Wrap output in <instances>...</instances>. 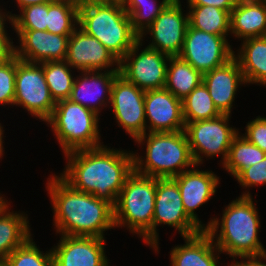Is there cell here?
<instances>
[{
    "instance_id": "obj_6",
    "label": "cell",
    "mask_w": 266,
    "mask_h": 266,
    "mask_svg": "<svg viewBox=\"0 0 266 266\" xmlns=\"http://www.w3.org/2000/svg\"><path fill=\"white\" fill-rule=\"evenodd\" d=\"M156 177L133 170L119 193L114 208L115 228L124 227L152 249V223Z\"/></svg>"
},
{
    "instance_id": "obj_8",
    "label": "cell",
    "mask_w": 266,
    "mask_h": 266,
    "mask_svg": "<svg viewBox=\"0 0 266 266\" xmlns=\"http://www.w3.org/2000/svg\"><path fill=\"white\" fill-rule=\"evenodd\" d=\"M231 118V115L221 114L213 119L185 124L184 132L196 165L202 166L205 159L215 160V157H221L220 166L226 162L232 140L240 130L230 125Z\"/></svg>"
},
{
    "instance_id": "obj_30",
    "label": "cell",
    "mask_w": 266,
    "mask_h": 266,
    "mask_svg": "<svg viewBox=\"0 0 266 266\" xmlns=\"http://www.w3.org/2000/svg\"><path fill=\"white\" fill-rule=\"evenodd\" d=\"M182 114L185 124L221 115L203 82L182 100Z\"/></svg>"
},
{
    "instance_id": "obj_22",
    "label": "cell",
    "mask_w": 266,
    "mask_h": 266,
    "mask_svg": "<svg viewBox=\"0 0 266 266\" xmlns=\"http://www.w3.org/2000/svg\"><path fill=\"white\" fill-rule=\"evenodd\" d=\"M182 239L185 244H175L168 252L170 266H220L222 253L205 230Z\"/></svg>"
},
{
    "instance_id": "obj_2",
    "label": "cell",
    "mask_w": 266,
    "mask_h": 266,
    "mask_svg": "<svg viewBox=\"0 0 266 266\" xmlns=\"http://www.w3.org/2000/svg\"><path fill=\"white\" fill-rule=\"evenodd\" d=\"M49 175L45 190L50 199L56 235L106 239V231L116 230L111 203L73 189L56 173Z\"/></svg>"
},
{
    "instance_id": "obj_15",
    "label": "cell",
    "mask_w": 266,
    "mask_h": 266,
    "mask_svg": "<svg viewBox=\"0 0 266 266\" xmlns=\"http://www.w3.org/2000/svg\"><path fill=\"white\" fill-rule=\"evenodd\" d=\"M65 61L77 72L119 71V60L98 39L79 27L68 39Z\"/></svg>"
},
{
    "instance_id": "obj_16",
    "label": "cell",
    "mask_w": 266,
    "mask_h": 266,
    "mask_svg": "<svg viewBox=\"0 0 266 266\" xmlns=\"http://www.w3.org/2000/svg\"><path fill=\"white\" fill-rule=\"evenodd\" d=\"M202 166L193 168L173 177L177 182L186 214L202 229L205 230L204 220H200L195 210L208 203L215 197L220 188L222 178L212 170H202ZM201 170H200V169Z\"/></svg>"
},
{
    "instance_id": "obj_21",
    "label": "cell",
    "mask_w": 266,
    "mask_h": 266,
    "mask_svg": "<svg viewBox=\"0 0 266 266\" xmlns=\"http://www.w3.org/2000/svg\"><path fill=\"white\" fill-rule=\"evenodd\" d=\"M203 83L218 111L231 116L233 108L235 109L237 91L239 92L243 85L244 87L247 85L239 63L234 57L224 65L204 73Z\"/></svg>"
},
{
    "instance_id": "obj_45",
    "label": "cell",
    "mask_w": 266,
    "mask_h": 266,
    "mask_svg": "<svg viewBox=\"0 0 266 266\" xmlns=\"http://www.w3.org/2000/svg\"><path fill=\"white\" fill-rule=\"evenodd\" d=\"M75 1L80 4L87 1H101V0H75Z\"/></svg>"
},
{
    "instance_id": "obj_43",
    "label": "cell",
    "mask_w": 266,
    "mask_h": 266,
    "mask_svg": "<svg viewBox=\"0 0 266 266\" xmlns=\"http://www.w3.org/2000/svg\"><path fill=\"white\" fill-rule=\"evenodd\" d=\"M1 6L3 5H0V27L9 19L7 16L8 10L5 7H1Z\"/></svg>"
},
{
    "instance_id": "obj_13",
    "label": "cell",
    "mask_w": 266,
    "mask_h": 266,
    "mask_svg": "<svg viewBox=\"0 0 266 266\" xmlns=\"http://www.w3.org/2000/svg\"><path fill=\"white\" fill-rule=\"evenodd\" d=\"M229 38L232 37L210 34L188 25L179 57L202 74L212 71L233 58L234 47Z\"/></svg>"
},
{
    "instance_id": "obj_10",
    "label": "cell",
    "mask_w": 266,
    "mask_h": 266,
    "mask_svg": "<svg viewBox=\"0 0 266 266\" xmlns=\"http://www.w3.org/2000/svg\"><path fill=\"white\" fill-rule=\"evenodd\" d=\"M56 102L46 83L41 63H30L16 56L15 97L13 107L25 110L32 118L46 122ZM27 110V111H26Z\"/></svg>"
},
{
    "instance_id": "obj_28",
    "label": "cell",
    "mask_w": 266,
    "mask_h": 266,
    "mask_svg": "<svg viewBox=\"0 0 266 266\" xmlns=\"http://www.w3.org/2000/svg\"><path fill=\"white\" fill-rule=\"evenodd\" d=\"M265 156L264 151L239 132L232 140L227 160L221 168L235 178L242 170L260 162Z\"/></svg>"
},
{
    "instance_id": "obj_32",
    "label": "cell",
    "mask_w": 266,
    "mask_h": 266,
    "mask_svg": "<svg viewBox=\"0 0 266 266\" xmlns=\"http://www.w3.org/2000/svg\"><path fill=\"white\" fill-rule=\"evenodd\" d=\"M172 0H124L132 30L140 37Z\"/></svg>"
},
{
    "instance_id": "obj_29",
    "label": "cell",
    "mask_w": 266,
    "mask_h": 266,
    "mask_svg": "<svg viewBox=\"0 0 266 266\" xmlns=\"http://www.w3.org/2000/svg\"><path fill=\"white\" fill-rule=\"evenodd\" d=\"M79 23V3L75 0H55L48 3L47 31L71 35Z\"/></svg>"
},
{
    "instance_id": "obj_1",
    "label": "cell",
    "mask_w": 266,
    "mask_h": 266,
    "mask_svg": "<svg viewBox=\"0 0 266 266\" xmlns=\"http://www.w3.org/2000/svg\"><path fill=\"white\" fill-rule=\"evenodd\" d=\"M114 148L103 144L64 154L66 165L56 174L73 189L114 206L127 176L134 170L132 150Z\"/></svg>"
},
{
    "instance_id": "obj_5",
    "label": "cell",
    "mask_w": 266,
    "mask_h": 266,
    "mask_svg": "<svg viewBox=\"0 0 266 266\" xmlns=\"http://www.w3.org/2000/svg\"><path fill=\"white\" fill-rule=\"evenodd\" d=\"M78 27L98 39L119 61L139 40L123 3L118 1L80 3Z\"/></svg>"
},
{
    "instance_id": "obj_12",
    "label": "cell",
    "mask_w": 266,
    "mask_h": 266,
    "mask_svg": "<svg viewBox=\"0 0 266 266\" xmlns=\"http://www.w3.org/2000/svg\"><path fill=\"white\" fill-rule=\"evenodd\" d=\"M182 3L183 0H172L142 33L139 37L141 41H144L148 35L150 36L148 38L151 40L148 41L147 47L170 57L180 55L189 25L188 10H184L186 6Z\"/></svg>"
},
{
    "instance_id": "obj_23",
    "label": "cell",
    "mask_w": 266,
    "mask_h": 266,
    "mask_svg": "<svg viewBox=\"0 0 266 266\" xmlns=\"http://www.w3.org/2000/svg\"><path fill=\"white\" fill-rule=\"evenodd\" d=\"M11 203L9 200L0 208V265L13 250L34 235L31 232L28 212L11 209Z\"/></svg>"
},
{
    "instance_id": "obj_39",
    "label": "cell",
    "mask_w": 266,
    "mask_h": 266,
    "mask_svg": "<svg viewBox=\"0 0 266 266\" xmlns=\"http://www.w3.org/2000/svg\"><path fill=\"white\" fill-rule=\"evenodd\" d=\"M238 0H186V5H209L231 12Z\"/></svg>"
},
{
    "instance_id": "obj_26",
    "label": "cell",
    "mask_w": 266,
    "mask_h": 266,
    "mask_svg": "<svg viewBox=\"0 0 266 266\" xmlns=\"http://www.w3.org/2000/svg\"><path fill=\"white\" fill-rule=\"evenodd\" d=\"M203 82V74L179 56L170 57L167 66L165 89L183 100Z\"/></svg>"
},
{
    "instance_id": "obj_20",
    "label": "cell",
    "mask_w": 266,
    "mask_h": 266,
    "mask_svg": "<svg viewBox=\"0 0 266 266\" xmlns=\"http://www.w3.org/2000/svg\"><path fill=\"white\" fill-rule=\"evenodd\" d=\"M76 75L69 100L101 116L109 108L111 89L119 71H84Z\"/></svg>"
},
{
    "instance_id": "obj_44",
    "label": "cell",
    "mask_w": 266,
    "mask_h": 266,
    "mask_svg": "<svg viewBox=\"0 0 266 266\" xmlns=\"http://www.w3.org/2000/svg\"><path fill=\"white\" fill-rule=\"evenodd\" d=\"M5 197H6L5 194H3V193L1 194V192H0V208L8 201Z\"/></svg>"
},
{
    "instance_id": "obj_37",
    "label": "cell",
    "mask_w": 266,
    "mask_h": 266,
    "mask_svg": "<svg viewBox=\"0 0 266 266\" xmlns=\"http://www.w3.org/2000/svg\"><path fill=\"white\" fill-rule=\"evenodd\" d=\"M254 118L246 122L244 133L239 132L250 143L258 146L266 153V117L258 115Z\"/></svg>"
},
{
    "instance_id": "obj_31",
    "label": "cell",
    "mask_w": 266,
    "mask_h": 266,
    "mask_svg": "<svg viewBox=\"0 0 266 266\" xmlns=\"http://www.w3.org/2000/svg\"><path fill=\"white\" fill-rule=\"evenodd\" d=\"M46 83L55 102L69 99L76 75L67 62L48 61L41 63ZM75 75V76H74Z\"/></svg>"
},
{
    "instance_id": "obj_41",
    "label": "cell",
    "mask_w": 266,
    "mask_h": 266,
    "mask_svg": "<svg viewBox=\"0 0 266 266\" xmlns=\"http://www.w3.org/2000/svg\"><path fill=\"white\" fill-rule=\"evenodd\" d=\"M15 4L14 6H17V9L24 8L29 5H34V4H44V3H51L55 0H12Z\"/></svg>"
},
{
    "instance_id": "obj_34",
    "label": "cell",
    "mask_w": 266,
    "mask_h": 266,
    "mask_svg": "<svg viewBox=\"0 0 266 266\" xmlns=\"http://www.w3.org/2000/svg\"><path fill=\"white\" fill-rule=\"evenodd\" d=\"M17 13L7 11V16L12 24L9 29L47 30L48 3L29 5L21 8Z\"/></svg>"
},
{
    "instance_id": "obj_19",
    "label": "cell",
    "mask_w": 266,
    "mask_h": 266,
    "mask_svg": "<svg viewBox=\"0 0 266 266\" xmlns=\"http://www.w3.org/2000/svg\"><path fill=\"white\" fill-rule=\"evenodd\" d=\"M146 132L183 131L185 123L182 114V100L169 90L145 91L144 97Z\"/></svg>"
},
{
    "instance_id": "obj_25",
    "label": "cell",
    "mask_w": 266,
    "mask_h": 266,
    "mask_svg": "<svg viewBox=\"0 0 266 266\" xmlns=\"http://www.w3.org/2000/svg\"><path fill=\"white\" fill-rule=\"evenodd\" d=\"M233 57L238 61L247 86L266 87V36L241 41Z\"/></svg>"
},
{
    "instance_id": "obj_11",
    "label": "cell",
    "mask_w": 266,
    "mask_h": 266,
    "mask_svg": "<svg viewBox=\"0 0 266 266\" xmlns=\"http://www.w3.org/2000/svg\"><path fill=\"white\" fill-rule=\"evenodd\" d=\"M144 42L139 39L119 61L120 75L144 91L163 89L170 56Z\"/></svg>"
},
{
    "instance_id": "obj_42",
    "label": "cell",
    "mask_w": 266,
    "mask_h": 266,
    "mask_svg": "<svg viewBox=\"0 0 266 266\" xmlns=\"http://www.w3.org/2000/svg\"><path fill=\"white\" fill-rule=\"evenodd\" d=\"M5 128H4V125L3 124H1L0 123V160L2 161V157L4 156V154H6L4 151H5V147H4V139H5V137L6 136H4V134H5V130H4ZM0 161V162H1Z\"/></svg>"
},
{
    "instance_id": "obj_38",
    "label": "cell",
    "mask_w": 266,
    "mask_h": 266,
    "mask_svg": "<svg viewBox=\"0 0 266 266\" xmlns=\"http://www.w3.org/2000/svg\"><path fill=\"white\" fill-rule=\"evenodd\" d=\"M10 25L12 24L10 19H8L0 27V64L6 62L15 55V42L13 41L15 38H11L12 35H9L10 33L7 30Z\"/></svg>"
},
{
    "instance_id": "obj_40",
    "label": "cell",
    "mask_w": 266,
    "mask_h": 266,
    "mask_svg": "<svg viewBox=\"0 0 266 266\" xmlns=\"http://www.w3.org/2000/svg\"><path fill=\"white\" fill-rule=\"evenodd\" d=\"M240 260L232 261L229 263V266H266V255L262 257L241 258Z\"/></svg>"
},
{
    "instance_id": "obj_7",
    "label": "cell",
    "mask_w": 266,
    "mask_h": 266,
    "mask_svg": "<svg viewBox=\"0 0 266 266\" xmlns=\"http://www.w3.org/2000/svg\"><path fill=\"white\" fill-rule=\"evenodd\" d=\"M100 119L94 111L66 99L56 102L53 113L45 124L50 126L64 155L103 145Z\"/></svg>"
},
{
    "instance_id": "obj_47",
    "label": "cell",
    "mask_w": 266,
    "mask_h": 266,
    "mask_svg": "<svg viewBox=\"0 0 266 266\" xmlns=\"http://www.w3.org/2000/svg\"><path fill=\"white\" fill-rule=\"evenodd\" d=\"M109 1H118V2H122L123 3L124 0H109Z\"/></svg>"
},
{
    "instance_id": "obj_46",
    "label": "cell",
    "mask_w": 266,
    "mask_h": 266,
    "mask_svg": "<svg viewBox=\"0 0 266 266\" xmlns=\"http://www.w3.org/2000/svg\"><path fill=\"white\" fill-rule=\"evenodd\" d=\"M255 1L266 7V0H255Z\"/></svg>"
},
{
    "instance_id": "obj_9",
    "label": "cell",
    "mask_w": 266,
    "mask_h": 266,
    "mask_svg": "<svg viewBox=\"0 0 266 266\" xmlns=\"http://www.w3.org/2000/svg\"><path fill=\"white\" fill-rule=\"evenodd\" d=\"M167 225L181 237L192 236L202 229L186 214L177 182L173 178H156V196L152 223V250L160 251L159 229Z\"/></svg>"
},
{
    "instance_id": "obj_33",
    "label": "cell",
    "mask_w": 266,
    "mask_h": 266,
    "mask_svg": "<svg viewBox=\"0 0 266 266\" xmlns=\"http://www.w3.org/2000/svg\"><path fill=\"white\" fill-rule=\"evenodd\" d=\"M31 236L22 246L6 258L2 266H54L52 249L41 251Z\"/></svg>"
},
{
    "instance_id": "obj_36",
    "label": "cell",
    "mask_w": 266,
    "mask_h": 266,
    "mask_svg": "<svg viewBox=\"0 0 266 266\" xmlns=\"http://www.w3.org/2000/svg\"><path fill=\"white\" fill-rule=\"evenodd\" d=\"M234 179L245 189L239 196H253L252 187L266 185V156L260 162L242 170Z\"/></svg>"
},
{
    "instance_id": "obj_24",
    "label": "cell",
    "mask_w": 266,
    "mask_h": 266,
    "mask_svg": "<svg viewBox=\"0 0 266 266\" xmlns=\"http://www.w3.org/2000/svg\"><path fill=\"white\" fill-rule=\"evenodd\" d=\"M230 36L238 41L266 36V7L255 0H238L230 13Z\"/></svg>"
},
{
    "instance_id": "obj_14",
    "label": "cell",
    "mask_w": 266,
    "mask_h": 266,
    "mask_svg": "<svg viewBox=\"0 0 266 266\" xmlns=\"http://www.w3.org/2000/svg\"><path fill=\"white\" fill-rule=\"evenodd\" d=\"M144 97V90L120 74L115 78L108 110L114 115L117 126L134 141L146 133Z\"/></svg>"
},
{
    "instance_id": "obj_18",
    "label": "cell",
    "mask_w": 266,
    "mask_h": 266,
    "mask_svg": "<svg viewBox=\"0 0 266 266\" xmlns=\"http://www.w3.org/2000/svg\"><path fill=\"white\" fill-rule=\"evenodd\" d=\"M15 39V55L30 63L64 61L67 54L68 39L71 35H58L47 30H12ZM18 44V45H17Z\"/></svg>"
},
{
    "instance_id": "obj_4",
    "label": "cell",
    "mask_w": 266,
    "mask_h": 266,
    "mask_svg": "<svg viewBox=\"0 0 266 266\" xmlns=\"http://www.w3.org/2000/svg\"><path fill=\"white\" fill-rule=\"evenodd\" d=\"M133 142L143 150L146 147L141 155L132 151L134 170L140 174L173 178L196 165L184 130L146 132Z\"/></svg>"
},
{
    "instance_id": "obj_17",
    "label": "cell",
    "mask_w": 266,
    "mask_h": 266,
    "mask_svg": "<svg viewBox=\"0 0 266 266\" xmlns=\"http://www.w3.org/2000/svg\"><path fill=\"white\" fill-rule=\"evenodd\" d=\"M52 246L54 266H111L106 254V239L58 235Z\"/></svg>"
},
{
    "instance_id": "obj_3",
    "label": "cell",
    "mask_w": 266,
    "mask_h": 266,
    "mask_svg": "<svg viewBox=\"0 0 266 266\" xmlns=\"http://www.w3.org/2000/svg\"><path fill=\"white\" fill-rule=\"evenodd\" d=\"M253 196H238L224 205L222 217H210L205 231L216 247L231 258L262 257L266 248L259 239L261 218Z\"/></svg>"
},
{
    "instance_id": "obj_35",
    "label": "cell",
    "mask_w": 266,
    "mask_h": 266,
    "mask_svg": "<svg viewBox=\"0 0 266 266\" xmlns=\"http://www.w3.org/2000/svg\"><path fill=\"white\" fill-rule=\"evenodd\" d=\"M16 55L0 64V106H13L15 97ZM10 105V106H9Z\"/></svg>"
},
{
    "instance_id": "obj_27",
    "label": "cell",
    "mask_w": 266,
    "mask_h": 266,
    "mask_svg": "<svg viewBox=\"0 0 266 266\" xmlns=\"http://www.w3.org/2000/svg\"><path fill=\"white\" fill-rule=\"evenodd\" d=\"M189 25L194 29L230 37V13L209 5H187Z\"/></svg>"
}]
</instances>
